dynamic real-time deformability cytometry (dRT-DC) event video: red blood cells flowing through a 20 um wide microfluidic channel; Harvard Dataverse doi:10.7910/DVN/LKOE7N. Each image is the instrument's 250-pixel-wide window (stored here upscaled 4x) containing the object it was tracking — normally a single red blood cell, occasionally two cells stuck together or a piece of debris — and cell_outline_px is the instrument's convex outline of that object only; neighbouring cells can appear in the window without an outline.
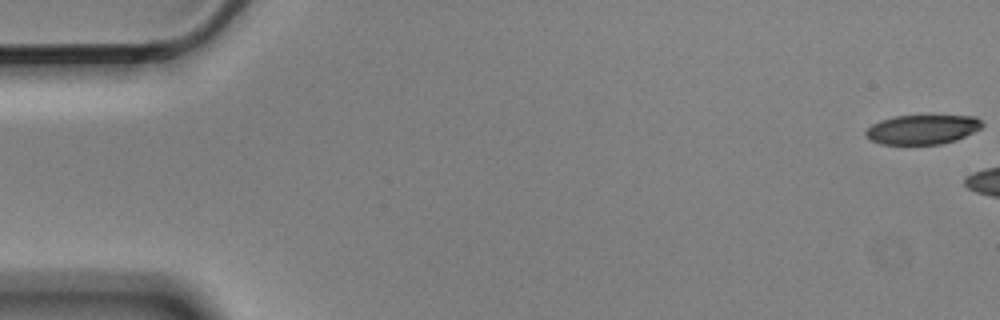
{"species": "Egyptian fruit bat (a non-hibernating species)", "species_latin": "Rousettus aegyptiacus", "temperature_condition": "cold", "stored_images_in_passage": 3, "camera_frame_rate_fps": 3000, "um_per_image_px": 0.085, "animal": {"sex": "male"}, "frame": {"image": 1, "passage_image": 1, "time_ms": 0.0, "image_size_px": [1000, 320], "cell_outline_px": [[984, 124], [980, 128], [956, 140], [940, 144], [880, 144], [864, 136], [864, 132], [872, 124], [880, 120], [896, 116], [976, 116]], "centroid_in_image_um": [78.37, 11.0], "position_along_channel_um": 6.6, "area_um2": 19.83}}